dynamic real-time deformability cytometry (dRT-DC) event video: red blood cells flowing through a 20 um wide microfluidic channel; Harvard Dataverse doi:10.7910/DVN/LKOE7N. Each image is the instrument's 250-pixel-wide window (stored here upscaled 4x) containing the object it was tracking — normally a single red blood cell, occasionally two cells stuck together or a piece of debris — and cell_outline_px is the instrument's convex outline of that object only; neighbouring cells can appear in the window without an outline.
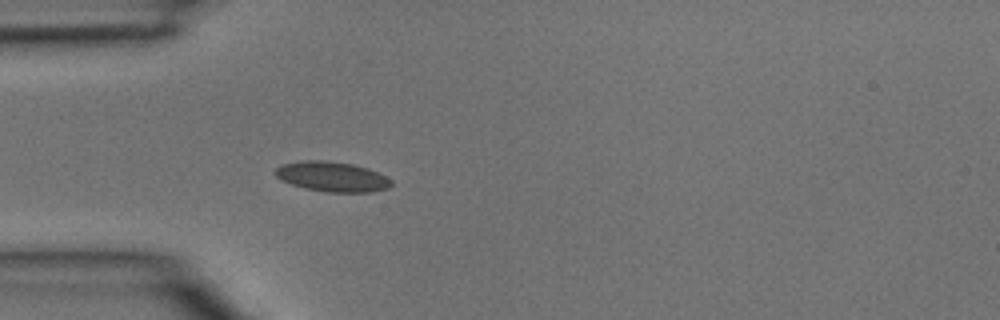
{"species": "common noctule bat (a hibernating species)", "species_latin": "Nyctalus noctula", "temperature_condition": "room temperature", "stored_images_in_passage": 4, "camera_frame_rate_fps": 3000, "um_per_image_px": 0.085, "animal": {"sex": "male", "body_mass_g": 15.6}, "frame": {"image": 1, "passage_image": 4, "time_ms": 1.0, "image_size_px": [1000, 320], "cell_outline_px": [[392, 184], [388, 188], [372, 192], [324, 192], [304, 188], [280, 180], [272, 172], [280, 164], [300, 160], [324, 160], [352, 164], [368, 168], [392, 180]], "centroid_in_image_um": [28.17, 15.01], "position_along_channel_um": 56.8, "area_um2": 20.46}}